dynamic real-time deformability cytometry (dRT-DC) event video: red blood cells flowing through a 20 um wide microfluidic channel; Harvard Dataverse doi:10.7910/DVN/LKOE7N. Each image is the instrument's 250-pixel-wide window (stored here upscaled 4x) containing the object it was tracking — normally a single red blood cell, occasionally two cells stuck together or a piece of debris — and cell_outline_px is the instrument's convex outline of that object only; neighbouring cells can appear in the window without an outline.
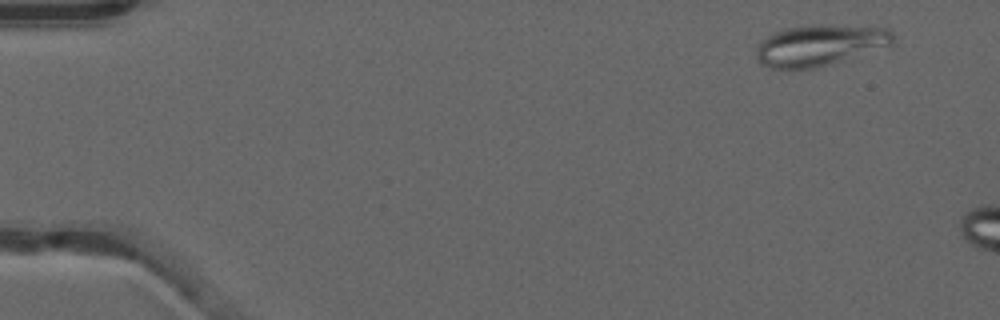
{"species": "common noctule bat (a hibernating species)", "species_latin": "Nyctalus noctula", "temperature_condition": "warm", "stored_images_in_passage": 8, "camera_frame_rate_fps": 3000, "um_per_image_px": 0.085, "animal": {"sex": "male", "forearm_length_mm": 52.5}, "frame": {"image": 1, "passage_image": 4, "time_ms": 1.0, "image_size_px": [1000, 320], "cell_outline_px": [[892, 44], [816, 68], [788, 72], [768, 68], [760, 64], [756, 56], [756, 44], [760, 40], [784, 28], [808, 24], [820, 24], [888, 28], [892, 32]], "centroid_in_image_um": [69.54, 3.87], "position_along_channel_um": 15.5, "area_um2": 33.23}}